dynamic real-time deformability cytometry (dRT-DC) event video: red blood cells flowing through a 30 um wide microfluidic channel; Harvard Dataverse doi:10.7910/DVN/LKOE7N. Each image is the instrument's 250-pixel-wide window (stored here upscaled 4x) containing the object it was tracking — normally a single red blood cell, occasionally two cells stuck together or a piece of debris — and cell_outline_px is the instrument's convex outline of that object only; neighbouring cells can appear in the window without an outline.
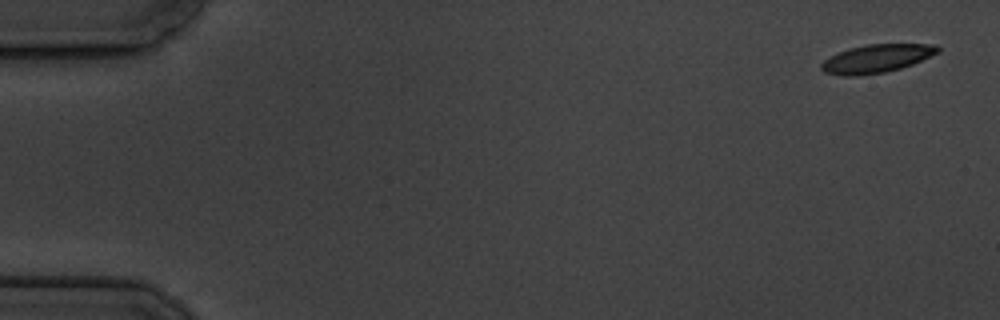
{"species": "common noctule bat (a hibernating species)", "species_latin": "Nyctalus noctula", "temperature_condition": "cold", "stored_images_in_passage": 6, "camera_frame_rate_fps": 3000, "um_per_image_px": 0.085, "animal": {"sex": "male", "body_mass_g": 19.5, "forearm_length_mm": 54.6}, "frame": {"image": 1, "passage_image": 1, "time_ms": 0.0, "image_size_px": [1000, 320], "cell_outline_px": [[940, 52], [912, 64], [900, 68], [884, 72], [856, 76], [844, 76], [824, 72], [820, 68], [820, 64], [824, 60], [848, 48], [868, 44], [936, 44], [940, 48]], "centroid_in_image_um": [74.52, 4.97], "position_along_channel_um": 10.5, "area_um2": 19.07}}
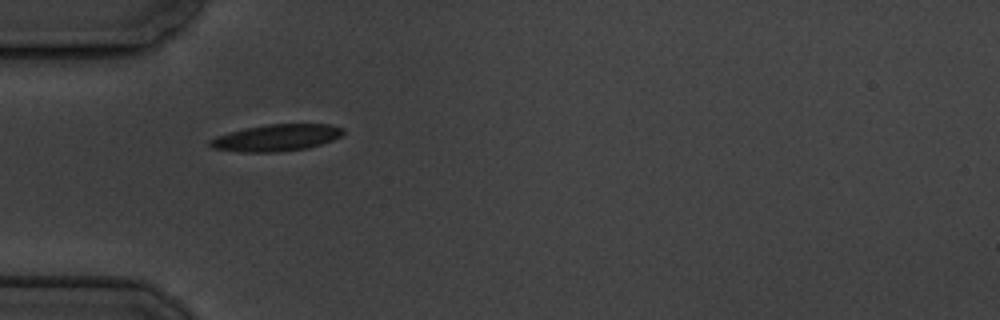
{"frame": {"image": 2, "passage_image": 5, "time_ms": 5.333, "image_size_px": [1000, 320], "cell_outline_px": [[344, 132], [340, 136], [332, 140], [308, 148], [280, 152], [240, 152], [212, 148], [208, 144], [208, 140], [216, 136], [244, 128], [268, 124], [332, 124], [344, 128]], "centroid_in_image_um": [23.48, 11.71], "position_along_channel_um": 61.5, "area_um2": 20.87}}